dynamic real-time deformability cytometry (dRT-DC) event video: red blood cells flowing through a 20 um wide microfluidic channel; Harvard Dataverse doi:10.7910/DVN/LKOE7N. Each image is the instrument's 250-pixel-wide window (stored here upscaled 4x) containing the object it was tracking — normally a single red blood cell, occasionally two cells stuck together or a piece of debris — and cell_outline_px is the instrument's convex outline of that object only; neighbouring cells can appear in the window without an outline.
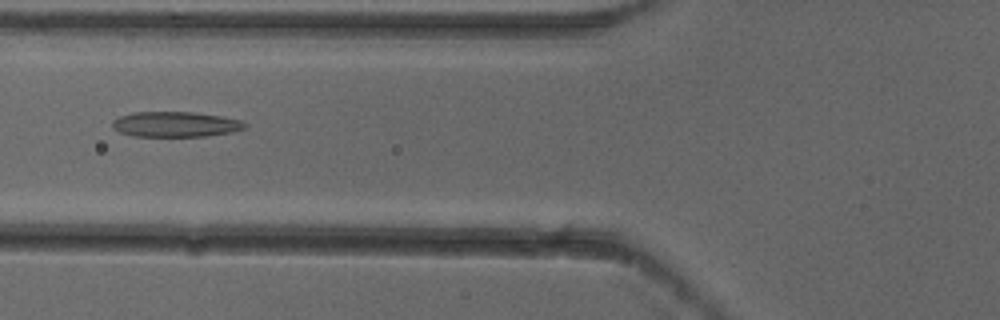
{"species": "common noctule bat (a hibernating species)", "species_latin": "Nyctalus noctula", "temperature_condition": "cold", "stored_images_in_passage": 7, "camera_frame_rate_fps": 3000, "um_per_image_px": 0.085, "animal": {"sex": "female"}, "frame": {"image": 1, "passage_image": 6, "time_ms": 1.667, "image_size_px": [1000, 320], "cell_outline_px": [[248, 128], [232, 132], [208, 136], [132, 136], [120, 132], [112, 128], [112, 120], [120, 116], [132, 112], [192, 112], [220, 116], [240, 120], [248, 124]], "centroid_in_image_um": [14.92, 10.57], "position_along_channel_um": 110.9, "area_um2": 19.65}}
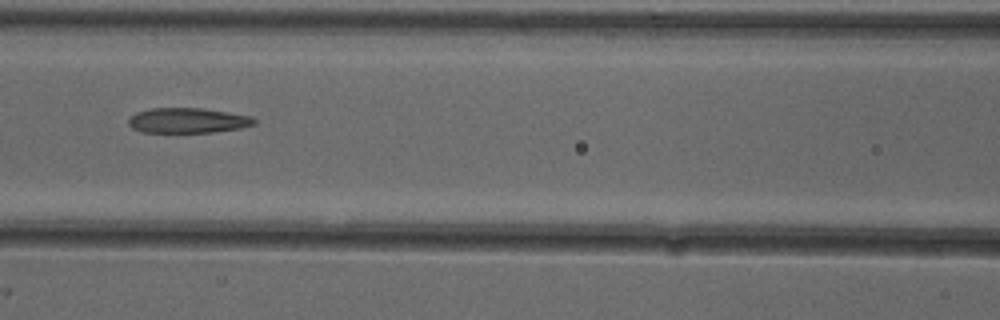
{"frame": {"image": 2, "passage_image": 7, "time_ms": 2.0, "image_size_px": [1000, 320], "cell_outline_px": [[256, 124], [240, 128], [212, 132], [140, 132], [132, 128], [128, 124], [128, 120], [136, 112], [152, 108], [200, 108], [228, 112], [252, 116], [256, 120]], "centroid_in_image_um": [15.96, 10.24], "position_along_channel_um": 150.6, "area_um2": 18.38}}